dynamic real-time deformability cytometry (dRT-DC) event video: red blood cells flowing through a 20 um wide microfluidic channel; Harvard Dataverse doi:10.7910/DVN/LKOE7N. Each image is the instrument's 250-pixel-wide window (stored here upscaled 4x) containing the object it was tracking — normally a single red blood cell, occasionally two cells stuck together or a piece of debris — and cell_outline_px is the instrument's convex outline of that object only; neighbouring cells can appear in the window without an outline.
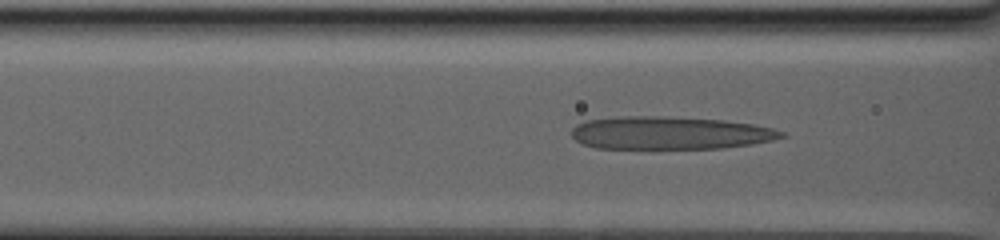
{"species": "human", "species_latin": "Homo sapiens", "temperature_condition": "warm", "stored_images_in_passage": 75, "camera_frame_rate_fps": 3000, "um_per_image_px": 0.085, "donor": {"sex": "male"}, "frame": {"image": 1, "passage_image": 35, "time_ms": 10.667, "image_size_px": [1000, 240], "cell_outline_px": [[788, 136], [772, 140], [752, 144], [720, 148], [596, 148], [580, 144], [572, 136], [572, 128], [576, 124], [584, 120], [616, 116], [664, 116], [724, 120], [752, 124], [772, 128], [784, 132]], "centroid_in_image_um": [56.9, 11.29], "position_along_channel_um": 109.7, "area_um2": 40.4}}
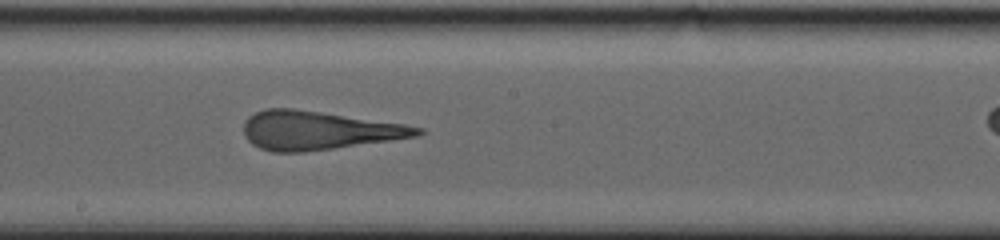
{"frame": {"image": 2, "passage_image": 54, "time_ms": 15.0, "image_size_px": [1000, 240], "cell_outline_px": [[424, 132], [416, 136], [304, 152], [272, 152], [260, 148], [252, 144], [244, 136], [244, 120], [248, 116], [264, 108], [292, 108], [404, 124], [424, 128]], "centroid_in_image_um": [26.99, 11.08], "position_along_channel_um": 221.2, "area_um2": 38.67}}
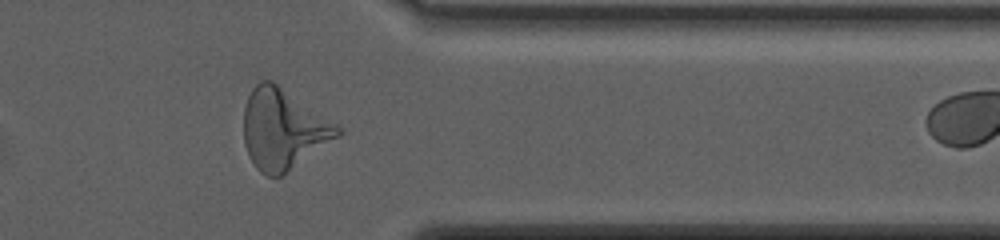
{"frame": {"image": 3, "passage_image": 71, "time_ms": 21.667, "image_size_px": [1000, 240], "cell_outline_px": [[344, 132], [340, 136], [280, 176], [268, 176], [260, 172], [256, 168], [248, 156], [244, 144], [244, 108], [248, 96], [252, 88], [260, 80], [272, 80], [344, 128]], "centroid_in_image_um": [24.08, 10.96], "position_along_channel_um": 387.3, "area_um2": 43.93}}